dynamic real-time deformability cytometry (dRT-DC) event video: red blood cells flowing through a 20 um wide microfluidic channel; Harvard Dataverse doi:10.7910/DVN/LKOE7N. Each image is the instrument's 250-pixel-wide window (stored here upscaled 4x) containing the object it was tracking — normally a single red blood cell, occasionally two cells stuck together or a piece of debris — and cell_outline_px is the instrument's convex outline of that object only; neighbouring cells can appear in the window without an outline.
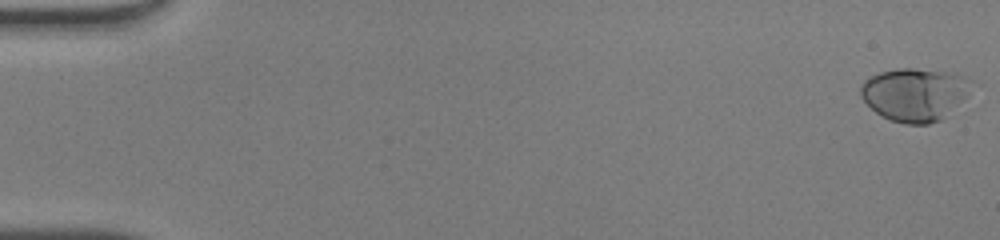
{"species": "human", "species_latin": "Homo sapiens", "temperature_condition": "warm", "stored_images_in_passage": 50, "camera_frame_rate_fps": 3000, "um_per_image_px": 0.085, "donor": {"sex": "male"}, "frame": {"image": 1, "passage_image": 1, "time_ms": 0.0, "image_size_px": [1000, 240], "cell_outline_px": [[972, 88], [968, 96], [940, 120], [928, 124], [904, 124], [888, 120], [876, 112], [860, 96], [860, 84], [864, 80], [880, 72], [896, 68], [912, 68], [952, 72], [964, 76], [972, 84]], "centroid_in_image_um": [77.75, 8.02], "position_along_channel_um": 7.3, "area_um2": 34.39}}
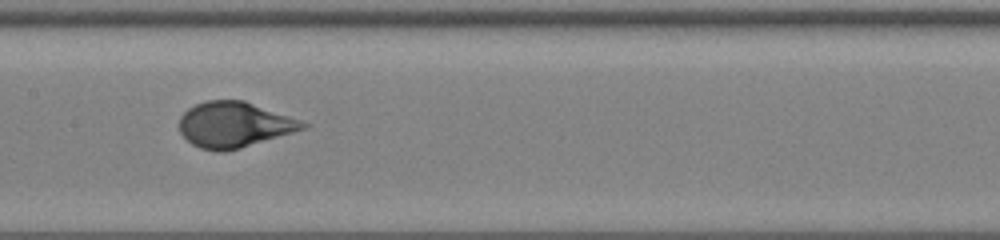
{"frame": {"image": 2, "passage_image": 26, "time_ms": 8.333, "image_size_px": [1000, 240], "cell_outline_px": [[312, 124], [308, 128], [240, 148], [224, 152], [220, 152], [200, 148], [192, 144], [180, 132], [180, 116], [188, 108], [204, 100], [244, 100]], "centroid_in_image_um": [19.93, 10.59], "position_along_channel_um": 187.5, "area_um2": 32.83}}
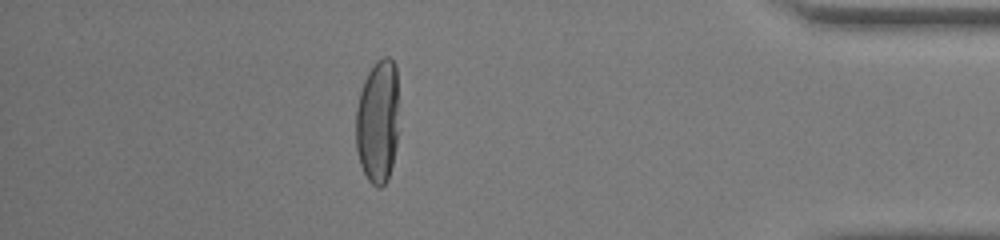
{"frame": {"image": 3, "passage_image": 44, "time_ms": 14.333, "image_size_px": [1000, 240], "cell_outline_px": [[396, 144], [392, 164], [388, 180], [380, 188], [376, 188], [368, 180], [360, 164], [356, 148], [356, 108], [360, 92], [364, 80], [368, 72], [376, 60], [384, 56], [388, 56], [396, 64]], "centroid_in_image_um": [32.08, 10.33], "position_along_channel_um": 403.1, "area_um2": 30.75}, "authors_computed_cell_mechanics": {"area_um2": 33.1483, "velocity_mm_per_s": 4.249, "shape_relaxation_time_tau1_ms": 5.4732, "shape_relaxation_time_tau2_ms": null, "deformation_change_tau1": 0.2814, "deformation_change_tau2": null}}